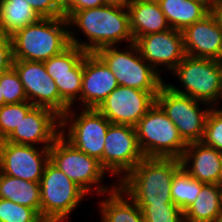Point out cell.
<instances>
[{"mask_svg": "<svg viewBox=\"0 0 222 222\" xmlns=\"http://www.w3.org/2000/svg\"><path fill=\"white\" fill-rule=\"evenodd\" d=\"M63 6L65 7L71 0H61Z\"/></svg>", "mask_w": 222, "mask_h": 222, "instance_id": "obj_39", "label": "cell"}, {"mask_svg": "<svg viewBox=\"0 0 222 222\" xmlns=\"http://www.w3.org/2000/svg\"><path fill=\"white\" fill-rule=\"evenodd\" d=\"M111 188L108 199L100 202L101 222H145L139 206L130 197L124 198L119 186Z\"/></svg>", "mask_w": 222, "mask_h": 222, "instance_id": "obj_23", "label": "cell"}, {"mask_svg": "<svg viewBox=\"0 0 222 222\" xmlns=\"http://www.w3.org/2000/svg\"><path fill=\"white\" fill-rule=\"evenodd\" d=\"M159 91H143L118 86L97 108L111 124L135 127L139 120L156 103Z\"/></svg>", "mask_w": 222, "mask_h": 222, "instance_id": "obj_12", "label": "cell"}, {"mask_svg": "<svg viewBox=\"0 0 222 222\" xmlns=\"http://www.w3.org/2000/svg\"><path fill=\"white\" fill-rule=\"evenodd\" d=\"M211 106L202 142L222 153V109L217 110Z\"/></svg>", "mask_w": 222, "mask_h": 222, "instance_id": "obj_32", "label": "cell"}, {"mask_svg": "<svg viewBox=\"0 0 222 222\" xmlns=\"http://www.w3.org/2000/svg\"><path fill=\"white\" fill-rule=\"evenodd\" d=\"M109 2L110 0H71L64 7V17L67 19L74 11L100 7Z\"/></svg>", "mask_w": 222, "mask_h": 222, "instance_id": "obj_35", "label": "cell"}, {"mask_svg": "<svg viewBox=\"0 0 222 222\" xmlns=\"http://www.w3.org/2000/svg\"><path fill=\"white\" fill-rule=\"evenodd\" d=\"M138 206L145 222H184V212L174 203Z\"/></svg>", "mask_w": 222, "mask_h": 222, "instance_id": "obj_29", "label": "cell"}, {"mask_svg": "<svg viewBox=\"0 0 222 222\" xmlns=\"http://www.w3.org/2000/svg\"><path fill=\"white\" fill-rule=\"evenodd\" d=\"M135 129L139 148L146 158L181 159L188 145L157 103L139 120Z\"/></svg>", "mask_w": 222, "mask_h": 222, "instance_id": "obj_4", "label": "cell"}, {"mask_svg": "<svg viewBox=\"0 0 222 222\" xmlns=\"http://www.w3.org/2000/svg\"><path fill=\"white\" fill-rule=\"evenodd\" d=\"M180 160L184 170L196 180L204 184L219 185L222 153L215 148L205 145L202 141L189 143Z\"/></svg>", "mask_w": 222, "mask_h": 222, "instance_id": "obj_20", "label": "cell"}, {"mask_svg": "<svg viewBox=\"0 0 222 222\" xmlns=\"http://www.w3.org/2000/svg\"><path fill=\"white\" fill-rule=\"evenodd\" d=\"M64 134L61 132L49 148V161L86 193L93 190V187L96 193H107L109 187L97 186L106 173L100 161L74 147Z\"/></svg>", "mask_w": 222, "mask_h": 222, "instance_id": "obj_7", "label": "cell"}, {"mask_svg": "<svg viewBox=\"0 0 222 222\" xmlns=\"http://www.w3.org/2000/svg\"><path fill=\"white\" fill-rule=\"evenodd\" d=\"M39 217L33 208L0 198V222H35Z\"/></svg>", "mask_w": 222, "mask_h": 222, "instance_id": "obj_31", "label": "cell"}, {"mask_svg": "<svg viewBox=\"0 0 222 222\" xmlns=\"http://www.w3.org/2000/svg\"><path fill=\"white\" fill-rule=\"evenodd\" d=\"M196 1H213V0H196Z\"/></svg>", "mask_w": 222, "mask_h": 222, "instance_id": "obj_43", "label": "cell"}, {"mask_svg": "<svg viewBox=\"0 0 222 222\" xmlns=\"http://www.w3.org/2000/svg\"><path fill=\"white\" fill-rule=\"evenodd\" d=\"M216 222H222V212H221V214L218 216Z\"/></svg>", "mask_w": 222, "mask_h": 222, "instance_id": "obj_40", "label": "cell"}, {"mask_svg": "<svg viewBox=\"0 0 222 222\" xmlns=\"http://www.w3.org/2000/svg\"><path fill=\"white\" fill-rule=\"evenodd\" d=\"M34 107L30 102L4 104L0 107V141L5 140L18 127L21 120Z\"/></svg>", "mask_w": 222, "mask_h": 222, "instance_id": "obj_28", "label": "cell"}, {"mask_svg": "<svg viewBox=\"0 0 222 222\" xmlns=\"http://www.w3.org/2000/svg\"><path fill=\"white\" fill-rule=\"evenodd\" d=\"M220 187V193H221V206H222V184H219Z\"/></svg>", "mask_w": 222, "mask_h": 222, "instance_id": "obj_42", "label": "cell"}, {"mask_svg": "<svg viewBox=\"0 0 222 222\" xmlns=\"http://www.w3.org/2000/svg\"><path fill=\"white\" fill-rule=\"evenodd\" d=\"M104 142L103 169L112 175H127L144 158L133 126L110 124Z\"/></svg>", "mask_w": 222, "mask_h": 222, "instance_id": "obj_13", "label": "cell"}, {"mask_svg": "<svg viewBox=\"0 0 222 222\" xmlns=\"http://www.w3.org/2000/svg\"><path fill=\"white\" fill-rule=\"evenodd\" d=\"M120 51L118 46L100 48L95 54L107 65L120 86L143 91H159L165 83L160 74L140 55L136 45Z\"/></svg>", "mask_w": 222, "mask_h": 222, "instance_id": "obj_6", "label": "cell"}, {"mask_svg": "<svg viewBox=\"0 0 222 222\" xmlns=\"http://www.w3.org/2000/svg\"><path fill=\"white\" fill-rule=\"evenodd\" d=\"M134 44L142 58L156 71L158 65H165L172 71L186 56L183 33L172 28L136 38Z\"/></svg>", "mask_w": 222, "mask_h": 222, "instance_id": "obj_17", "label": "cell"}, {"mask_svg": "<svg viewBox=\"0 0 222 222\" xmlns=\"http://www.w3.org/2000/svg\"><path fill=\"white\" fill-rule=\"evenodd\" d=\"M13 60L11 36L0 32V74L12 67Z\"/></svg>", "mask_w": 222, "mask_h": 222, "instance_id": "obj_34", "label": "cell"}, {"mask_svg": "<svg viewBox=\"0 0 222 222\" xmlns=\"http://www.w3.org/2000/svg\"><path fill=\"white\" fill-rule=\"evenodd\" d=\"M0 85L5 104H18L28 101L24 86L13 67L0 74Z\"/></svg>", "mask_w": 222, "mask_h": 222, "instance_id": "obj_30", "label": "cell"}, {"mask_svg": "<svg viewBox=\"0 0 222 222\" xmlns=\"http://www.w3.org/2000/svg\"><path fill=\"white\" fill-rule=\"evenodd\" d=\"M181 167L180 159L144 157L117 185L137 205L173 203L172 179Z\"/></svg>", "mask_w": 222, "mask_h": 222, "instance_id": "obj_2", "label": "cell"}, {"mask_svg": "<svg viewBox=\"0 0 222 222\" xmlns=\"http://www.w3.org/2000/svg\"><path fill=\"white\" fill-rule=\"evenodd\" d=\"M35 222H49V221L40 216Z\"/></svg>", "mask_w": 222, "mask_h": 222, "instance_id": "obj_38", "label": "cell"}, {"mask_svg": "<svg viewBox=\"0 0 222 222\" xmlns=\"http://www.w3.org/2000/svg\"><path fill=\"white\" fill-rule=\"evenodd\" d=\"M172 29L183 31L210 13L212 1L157 0Z\"/></svg>", "mask_w": 222, "mask_h": 222, "instance_id": "obj_22", "label": "cell"}, {"mask_svg": "<svg viewBox=\"0 0 222 222\" xmlns=\"http://www.w3.org/2000/svg\"><path fill=\"white\" fill-rule=\"evenodd\" d=\"M68 21L63 17L40 18L11 35L13 59L44 62L67 49L71 43Z\"/></svg>", "mask_w": 222, "mask_h": 222, "instance_id": "obj_3", "label": "cell"}, {"mask_svg": "<svg viewBox=\"0 0 222 222\" xmlns=\"http://www.w3.org/2000/svg\"><path fill=\"white\" fill-rule=\"evenodd\" d=\"M202 101L172 91L165 83L156 95V103L179 130L187 143L200 142L203 139L209 106L200 110Z\"/></svg>", "mask_w": 222, "mask_h": 222, "instance_id": "obj_9", "label": "cell"}, {"mask_svg": "<svg viewBox=\"0 0 222 222\" xmlns=\"http://www.w3.org/2000/svg\"><path fill=\"white\" fill-rule=\"evenodd\" d=\"M41 18H58L64 16L61 0H25Z\"/></svg>", "mask_w": 222, "mask_h": 222, "instance_id": "obj_33", "label": "cell"}, {"mask_svg": "<svg viewBox=\"0 0 222 222\" xmlns=\"http://www.w3.org/2000/svg\"><path fill=\"white\" fill-rule=\"evenodd\" d=\"M40 216L49 222H62L76 208L86 192L50 161L40 181Z\"/></svg>", "mask_w": 222, "mask_h": 222, "instance_id": "obj_8", "label": "cell"}, {"mask_svg": "<svg viewBox=\"0 0 222 222\" xmlns=\"http://www.w3.org/2000/svg\"><path fill=\"white\" fill-rule=\"evenodd\" d=\"M0 141V172L15 178L40 183L49 162V148Z\"/></svg>", "mask_w": 222, "mask_h": 222, "instance_id": "obj_15", "label": "cell"}, {"mask_svg": "<svg viewBox=\"0 0 222 222\" xmlns=\"http://www.w3.org/2000/svg\"><path fill=\"white\" fill-rule=\"evenodd\" d=\"M60 118L49 108L34 106L5 141L33 146L41 143L44 144L42 147L50 148L61 134L57 130H61Z\"/></svg>", "mask_w": 222, "mask_h": 222, "instance_id": "obj_16", "label": "cell"}, {"mask_svg": "<svg viewBox=\"0 0 222 222\" xmlns=\"http://www.w3.org/2000/svg\"><path fill=\"white\" fill-rule=\"evenodd\" d=\"M4 103V99H3V95H2V90H1V85H0V107L3 106Z\"/></svg>", "mask_w": 222, "mask_h": 222, "instance_id": "obj_37", "label": "cell"}, {"mask_svg": "<svg viewBox=\"0 0 222 222\" xmlns=\"http://www.w3.org/2000/svg\"><path fill=\"white\" fill-rule=\"evenodd\" d=\"M118 86L107 65L95 53H86L81 87V103L85 109H97Z\"/></svg>", "mask_w": 222, "mask_h": 222, "instance_id": "obj_18", "label": "cell"}, {"mask_svg": "<svg viewBox=\"0 0 222 222\" xmlns=\"http://www.w3.org/2000/svg\"><path fill=\"white\" fill-rule=\"evenodd\" d=\"M203 184L181 167L172 179L170 192L173 203L184 212L195 201Z\"/></svg>", "mask_w": 222, "mask_h": 222, "instance_id": "obj_27", "label": "cell"}, {"mask_svg": "<svg viewBox=\"0 0 222 222\" xmlns=\"http://www.w3.org/2000/svg\"><path fill=\"white\" fill-rule=\"evenodd\" d=\"M75 115L70 108L61 116L60 131L64 132L69 121H72L66 140L81 152L100 161L103 168L104 141L111 123L97 109H84L80 115Z\"/></svg>", "mask_w": 222, "mask_h": 222, "instance_id": "obj_10", "label": "cell"}, {"mask_svg": "<svg viewBox=\"0 0 222 222\" xmlns=\"http://www.w3.org/2000/svg\"><path fill=\"white\" fill-rule=\"evenodd\" d=\"M85 54L84 50L70 45L60 54L44 61L47 74L54 80L61 99L70 108L78 98L81 101L83 57Z\"/></svg>", "mask_w": 222, "mask_h": 222, "instance_id": "obj_14", "label": "cell"}, {"mask_svg": "<svg viewBox=\"0 0 222 222\" xmlns=\"http://www.w3.org/2000/svg\"><path fill=\"white\" fill-rule=\"evenodd\" d=\"M185 54L192 57L222 59V29L211 13L183 31Z\"/></svg>", "mask_w": 222, "mask_h": 222, "instance_id": "obj_19", "label": "cell"}, {"mask_svg": "<svg viewBox=\"0 0 222 222\" xmlns=\"http://www.w3.org/2000/svg\"><path fill=\"white\" fill-rule=\"evenodd\" d=\"M210 13L222 29V0H213L210 6Z\"/></svg>", "mask_w": 222, "mask_h": 222, "instance_id": "obj_36", "label": "cell"}, {"mask_svg": "<svg viewBox=\"0 0 222 222\" xmlns=\"http://www.w3.org/2000/svg\"><path fill=\"white\" fill-rule=\"evenodd\" d=\"M219 184H222V164H221V172H220V181Z\"/></svg>", "mask_w": 222, "mask_h": 222, "instance_id": "obj_41", "label": "cell"}, {"mask_svg": "<svg viewBox=\"0 0 222 222\" xmlns=\"http://www.w3.org/2000/svg\"><path fill=\"white\" fill-rule=\"evenodd\" d=\"M12 67L16 70L31 104L49 108L60 116L70 109L61 99L54 80L47 74L44 62L13 60Z\"/></svg>", "mask_w": 222, "mask_h": 222, "instance_id": "obj_11", "label": "cell"}, {"mask_svg": "<svg viewBox=\"0 0 222 222\" xmlns=\"http://www.w3.org/2000/svg\"><path fill=\"white\" fill-rule=\"evenodd\" d=\"M0 198L35 209L40 214V183L15 178L0 172Z\"/></svg>", "mask_w": 222, "mask_h": 222, "instance_id": "obj_25", "label": "cell"}, {"mask_svg": "<svg viewBox=\"0 0 222 222\" xmlns=\"http://www.w3.org/2000/svg\"><path fill=\"white\" fill-rule=\"evenodd\" d=\"M134 40L171 29L157 0H125Z\"/></svg>", "mask_w": 222, "mask_h": 222, "instance_id": "obj_21", "label": "cell"}, {"mask_svg": "<svg viewBox=\"0 0 222 222\" xmlns=\"http://www.w3.org/2000/svg\"><path fill=\"white\" fill-rule=\"evenodd\" d=\"M222 212L218 184H203L194 202L184 211L186 222H216Z\"/></svg>", "mask_w": 222, "mask_h": 222, "instance_id": "obj_24", "label": "cell"}, {"mask_svg": "<svg viewBox=\"0 0 222 222\" xmlns=\"http://www.w3.org/2000/svg\"><path fill=\"white\" fill-rule=\"evenodd\" d=\"M41 17L25 0H0V32L11 36Z\"/></svg>", "mask_w": 222, "mask_h": 222, "instance_id": "obj_26", "label": "cell"}, {"mask_svg": "<svg viewBox=\"0 0 222 222\" xmlns=\"http://www.w3.org/2000/svg\"><path fill=\"white\" fill-rule=\"evenodd\" d=\"M184 86L182 91L170 83L174 92L202 101L207 106L222 98V63L220 60L186 55L172 70Z\"/></svg>", "mask_w": 222, "mask_h": 222, "instance_id": "obj_5", "label": "cell"}, {"mask_svg": "<svg viewBox=\"0 0 222 222\" xmlns=\"http://www.w3.org/2000/svg\"><path fill=\"white\" fill-rule=\"evenodd\" d=\"M67 21L69 28L76 25L89 39L88 44L82 43L74 37L72 30L69 31L71 45L86 53H95L100 48L115 46L122 40L128 41L129 44L134 43L125 1H110L100 7L74 11Z\"/></svg>", "mask_w": 222, "mask_h": 222, "instance_id": "obj_1", "label": "cell"}]
</instances>
